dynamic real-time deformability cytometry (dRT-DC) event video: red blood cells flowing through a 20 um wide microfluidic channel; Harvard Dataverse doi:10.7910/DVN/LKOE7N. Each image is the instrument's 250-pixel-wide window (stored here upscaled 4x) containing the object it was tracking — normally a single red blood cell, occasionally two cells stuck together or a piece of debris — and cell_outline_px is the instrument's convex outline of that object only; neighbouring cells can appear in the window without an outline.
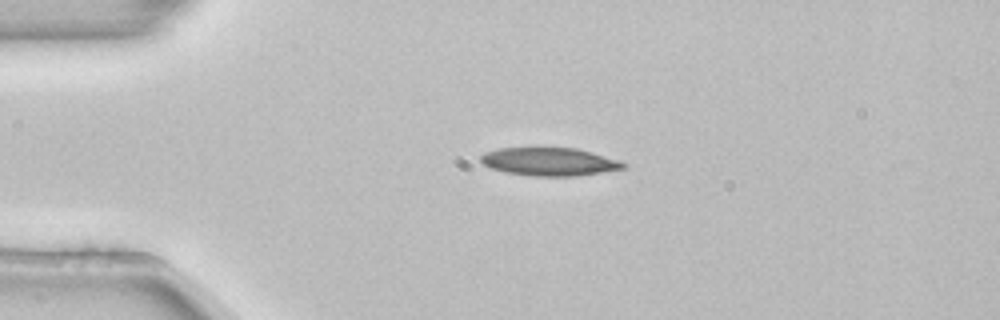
{"species": "common noctule bat (a hibernating species)", "species_latin": "Nyctalus noctula", "temperature_condition": "room temperature", "stored_images_in_passage": 2, "camera_frame_rate_fps": 3000, "um_per_image_px": 0.085, "animal": {"sex": "female", "body_mass_g": 22.7, "forearm_length_mm": 54.2}, "frame": {"image": 1, "passage_image": 1, "time_ms": 0.0, "image_size_px": [1000, 320], "cell_outline_px": [[628, 164], [624, 168], [576, 176], [532, 176], [504, 172], [492, 168], [484, 164], [480, 160], [480, 156], [484, 152], [496, 148], [536, 144], [576, 148], [592, 152], [620, 160]], "centroid_in_image_um": [46.63, 13.68], "position_along_channel_um": 38.4, "area_um2": 24.51}}
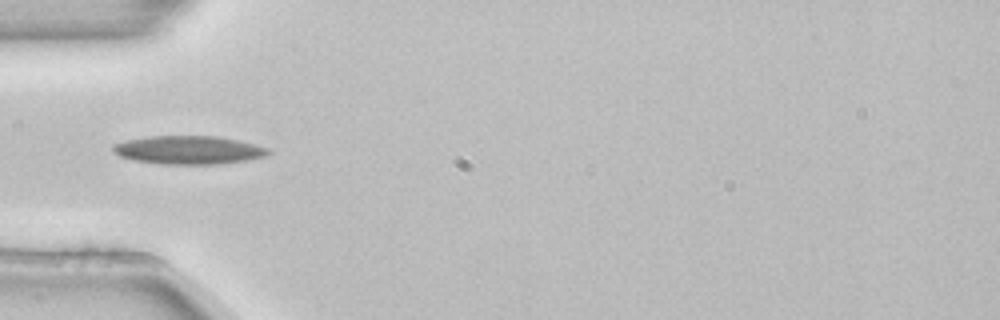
{"frame": {"image": 2, "passage_image": 2, "time_ms": 0.333, "image_size_px": [1000, 320], "cell_outline_px": [[272, 152], [264, 156], [244, 160], [216, 164], [160, 164], [132, 160], [120, 156], [112, 152], [112, 144], [144, 136], [216, 136], [236, 140], [268, 148]], "centroid_in_image_um": [15.95, 12.75], "position_along_channel_um": 69.0, "area_um2": 25.55}}